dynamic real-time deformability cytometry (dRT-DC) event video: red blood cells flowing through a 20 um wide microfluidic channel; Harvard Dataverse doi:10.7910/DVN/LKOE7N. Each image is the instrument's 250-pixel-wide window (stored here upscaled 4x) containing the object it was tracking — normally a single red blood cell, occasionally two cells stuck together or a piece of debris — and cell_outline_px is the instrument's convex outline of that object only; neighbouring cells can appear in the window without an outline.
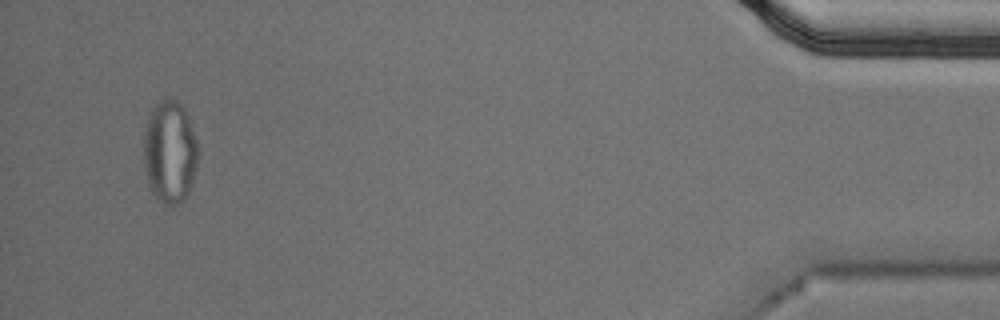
{"species": "Egyptian fruit bat (a non-hibernating species)", "species_latin": "Rousettus aegyptiacus", "temperature_condition": "cold", "stored_images_in_passage": 13, "camera_frame_rate_fps": 3000, "um_per_image_px": 0.085, "animal": {"sex": "male"}, "frame": {"image": 1, "passage_image": 13, "time_ms": 4.0, "image_size_px": [1000, 320], "cell_outline_px": [[200, 152], [192, 184], [184, 200], [180, 204], [172, 208], [164, 204], [152, 192], [148, 180], [144, 164], [144, 136], [148, 116], [156, 104], [160, 100], [176, 100], [184, 108], [188, 116]], "centroid_in_image_um": [14.46, 12.96], "position_along_channel_um": 420.7, "area_um2": 32.6}}